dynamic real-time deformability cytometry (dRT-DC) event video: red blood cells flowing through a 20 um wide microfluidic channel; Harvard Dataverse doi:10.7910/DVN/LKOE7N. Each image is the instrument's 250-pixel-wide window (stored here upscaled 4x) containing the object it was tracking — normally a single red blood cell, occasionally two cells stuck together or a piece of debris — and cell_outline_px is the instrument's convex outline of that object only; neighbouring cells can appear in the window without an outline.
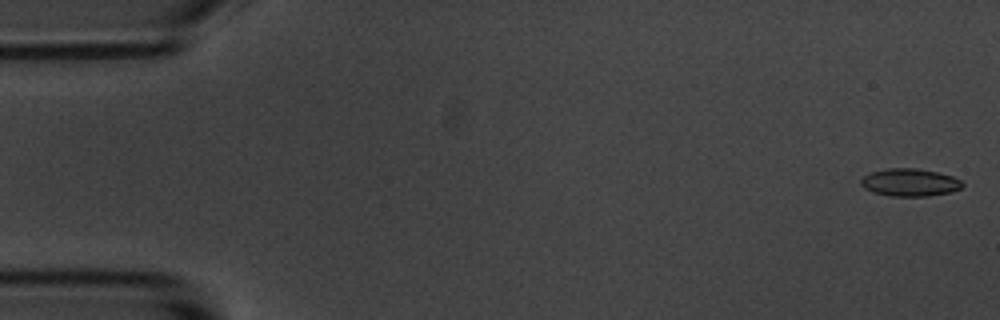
{"species": "common noctule bat (a hibernating species)", "species_latin": "Nyctalus noctula", "temperature_condition": "room temperature", "stored_images_in_passage": 5, "camera_frame_rate_fps": 3000, "um_per_image_px": 0.085, "animal": {"sex": "male", "body_mass_g": 20.1, "forearm_length_mm": 53.5}, "frame": {"image": 1, "passage_image": 1, "time_ms": 0.0, "image_size_px": [1000, 320], "cell_outline_px": [[964, 184], [960, 188], [952, 192], [928, 196], [888, 196], [872, 192], [864, 188], [860, 184], [860, 180], [864, 176], [872, 172], [888, 168], [916, 168], [936, 172], [952, 176], [960, 180]], "centroid_in_image_um": [77.32, 15.51], "position_along_channel_um": 7.7, "area_um2": 16.36}}
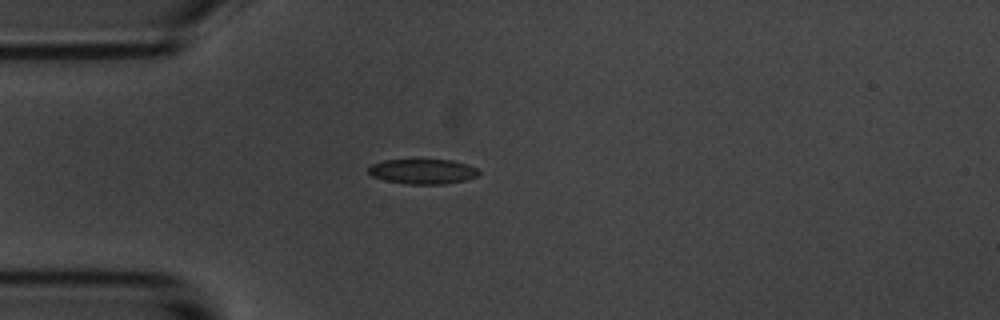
{"frame": {"image": 2, "passage_image": 5, "time_ms": 4.667, "image_size_px": [1000, 320], "cell_outline_px": [[480, 172], [476, 176], [464, 180], [444, 184], [408, 184], [384, 180], [372, 176], [368, 172], [368, 168], [372, 164], [384, 160], [452, 160], [468, 164], [476, 168]], "centroid_in_image_um": [35.92, 14.57], "position_along_channel_um": 49.1, "area_um2": 15.95}}